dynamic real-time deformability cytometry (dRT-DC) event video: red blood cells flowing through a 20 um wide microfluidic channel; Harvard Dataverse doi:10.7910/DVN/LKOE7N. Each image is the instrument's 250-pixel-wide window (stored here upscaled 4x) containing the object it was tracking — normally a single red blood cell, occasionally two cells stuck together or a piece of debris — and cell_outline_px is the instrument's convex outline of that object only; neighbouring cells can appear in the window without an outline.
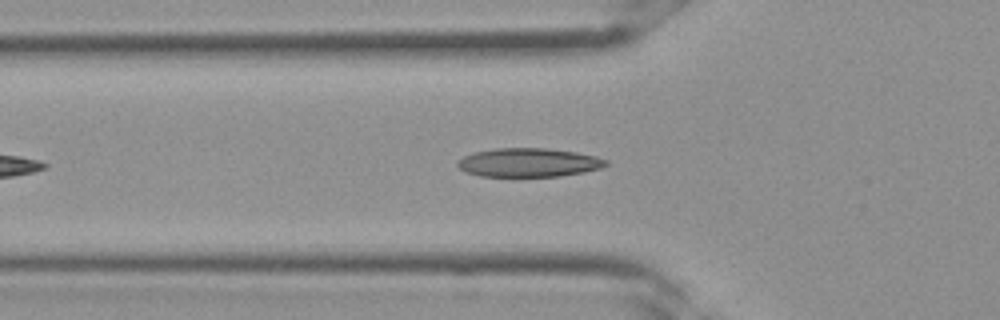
{"species": "Egyptian fruit bat (a non-hibernating species)", "species_latin": "Rousettus aegyptiacus", "temperature_condition": "room temperature", "stored_images_in_passage": 29, "camera_frame_rate_fps": 3000, "um_per_image_px": 0.085, "frame": {"image": 1, "passage_image": 5, "time_ms": 1.333, "image_size_px": [1000, 320], "cell_outline_px": [[608, 164], [600, 168], [584, 172], [560, 176], [480, 176], [464, 172], [456, 164], [456, 160], [472, 152], [496, 148], [548, 148], [576, 152], [596, 156], [608, 160]], "centroid_in_image_um": [44.91, 13.81], "position_along_channel_um": 80.9, "area_um2": 25.03}}
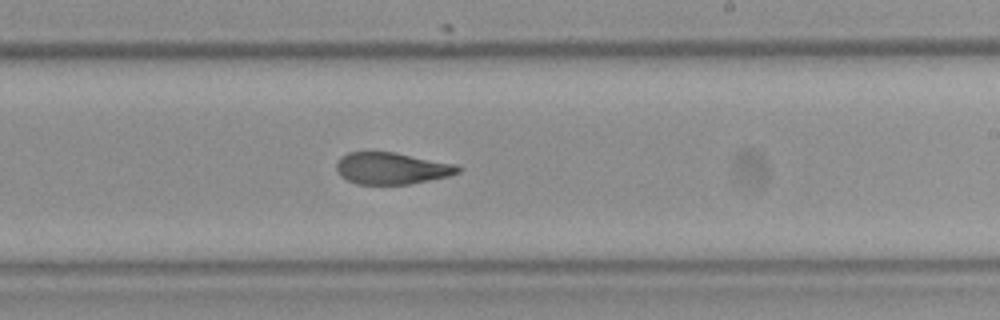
{"frame": {"image": 2, "passage_image": 14, "time_ms": 4.333, "image_size_px": [1000, 320], "cell_outline_px": [[464, 168], [460, 172], [448, 176], [408, 184], [356, 184], [340, 176], [336, 172], [336, 160], [340, 156], [348, 152], [396, 152], [456, 164]], "centroid_in_image_um": [33.27, 14.3], "position_along_channel_um": 255.7, "area_um2": 22.72}}
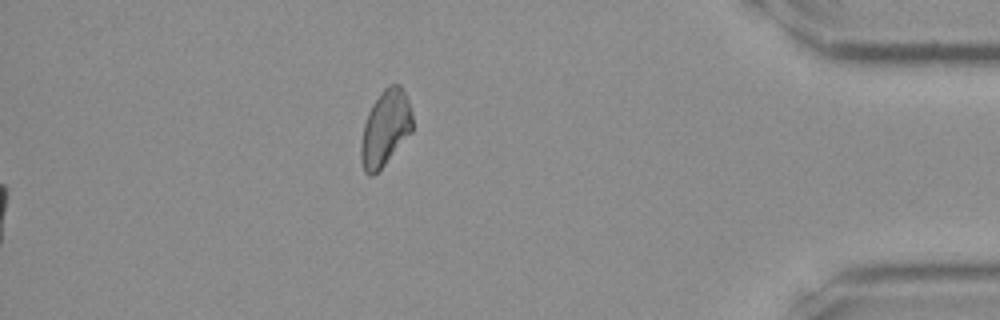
{"frame": {"image": 3, "passage_image": 29, "time_ms": 9.333, "image_size_px": [1000, 320], "cell_outline_px": [[412, 132], [384, 164], [372, 176], [368, 176], [364, 172], [360, 160], [360, 144], [364, 124], [368, 112], [372, 104], [384, 88], [388, 84], [400, 84], [408, 100], [412, 112]], "centroid_in_image_um": [32.73, 10.89], "position_along_channel_um": 402.5, "area_um2": 22.72}}